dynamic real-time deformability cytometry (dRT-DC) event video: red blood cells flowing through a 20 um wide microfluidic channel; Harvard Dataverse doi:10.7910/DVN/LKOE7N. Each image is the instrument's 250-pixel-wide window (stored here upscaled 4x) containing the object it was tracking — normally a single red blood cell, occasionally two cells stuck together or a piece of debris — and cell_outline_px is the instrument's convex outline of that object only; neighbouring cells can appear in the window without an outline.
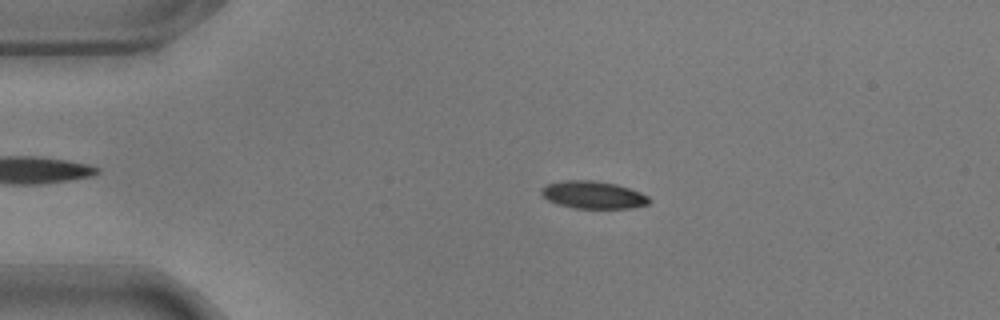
{"species": "common noctule bat (a hibernating species)", "species_latin": "Nyctalus noctula", "temperature_condition": "warm", "stored_images_in_passage": 50, "camera_frame_rate_fps": 3000, "um_per_image_px": 0.085, "animal": {"sex": "male", "body_mass_g": 17.9}, "frame": {"image": 1, "passage_image": 12, "time_ms": 3.667, "image_size_px": [1000, 320], "cell_outline_px": [[652, 200], [648, 204], [632, 208], [576, 208], [560, 204], [548, 200], [540, 192], [540, 188], [548, 184], [564, 180], [592, 180], [616, 184], [640, 192], [648, 196]], "centroid_in_image_um": [50.44, 16.56], "position_along_channel_um": 34.6, "area_um2": 17.17}}
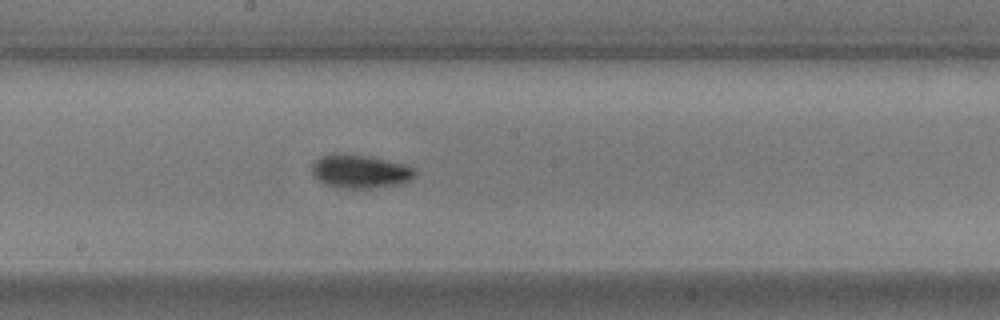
{"frame": {"image": 2, "passage_image": 31, "time_ms": 10.0, "image_size_px": [1000, 320], "cell_outline_px": [[416, 176], [400, 184], [364, 188], [340, 188], [324, 184], [316, 180], [312, 176], [312, 164], [320, 156], [332, 152], [344, 152], [368, 156], [404, 164], [416, 168]], "centroid_in_image_um": [30.55, 14.54], "position_along_channel_um": 217.6, "area_um2": 20.46}}
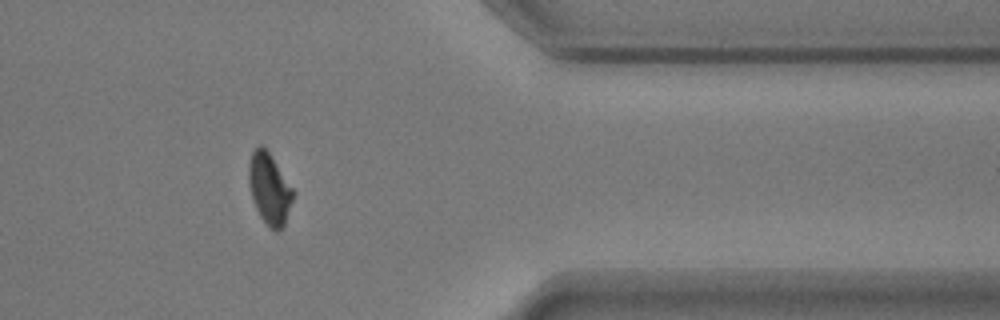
{"frame": {"image": 3, "passage_image": 47, "time_ms": 15.333, "image_size_px": [1000, 320], "cell_outline_px": [[292, 200], [284, 224], [280, 232], [276, 232], [260, 216], [256, 208], [252, 196], [248, 180], [248, 164], [252, 152], [260, 144], [272, 156], [292, 188]], "centroid_in_image_um": [22.87, 16.03], "position_along_channel_um": 388.5, "area_um2": 17.86}, "authors_computed_cell_mechanics": {"area_um2": 18.207, "velocity_mm_per_s": 3.5393, "shape_relaxation_time_tau1_ms": 3.1983, "shape_relaxation_time_tau2_ms": 2.6833, "deformation_change_tau1": 0.1215, "deformation_change_tau2": 0.0599}}